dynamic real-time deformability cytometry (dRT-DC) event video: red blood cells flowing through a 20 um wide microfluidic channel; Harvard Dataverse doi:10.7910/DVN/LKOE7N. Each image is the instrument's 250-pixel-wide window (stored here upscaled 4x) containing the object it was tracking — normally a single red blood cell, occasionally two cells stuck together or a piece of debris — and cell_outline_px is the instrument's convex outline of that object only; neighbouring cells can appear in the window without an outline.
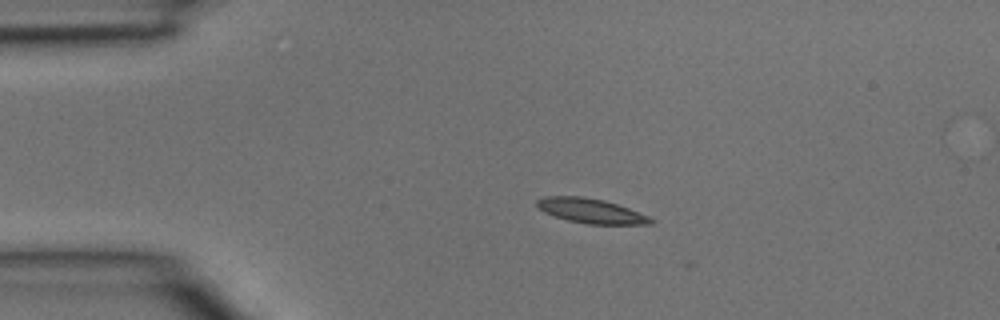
{"species": "common noctule bat (a hibernating species)", "species_latin": "Nyctalus noctula", "temperature_condition": "room temperature", "stored_images_in_passage": 30, "camera_frame_rate_fps": 3000, "um_per_image_px": 0.085, "animal": {"sex": "male", "body_mass_g": 15.6}, "frame": {"image": 1, "passage_image": 1, "time_ms": 0.0, "image_size_px": [1000, 320], "cell_outline_px": [[656, 220], [652, 224], [588, 224], [568, 220], [544, 212], [536, 204], [536, 200], [544, 196], [580, 196], [604, 200], [628, 208], [648, 216]], "centroid_in_image_um": [50.23, 17.92], "position_along_channel_um": 34.8, "area_um2": 16.18}}
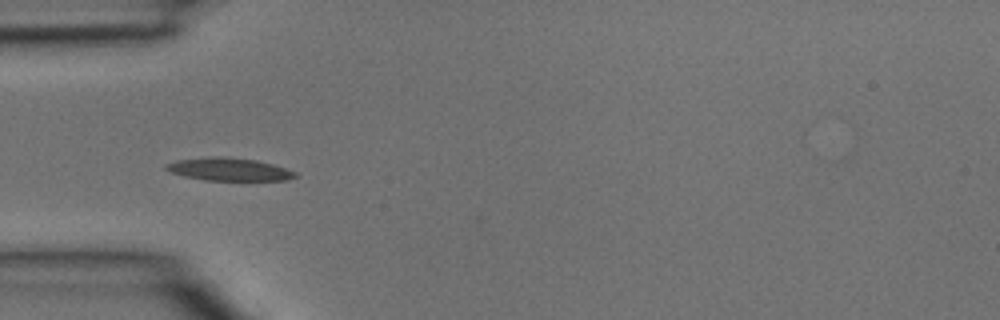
{"frame": {"image": 2, "passage_image": 5, "time_ms": 1.333, "image_size_px": [1000, 320], "cell_outline_px": [[296, 176], [284, 180], [204, 180], [184, 176], [172, 172], [164, 168], [164, 164], [176, 160], [216, 156], [220, 156], [256, 160], [272, 164], [296, 172]], "centroid_in_image_um": [19.41, 14.39], "position_along_channel_um": 65.6, "area_um2": 16.94}}